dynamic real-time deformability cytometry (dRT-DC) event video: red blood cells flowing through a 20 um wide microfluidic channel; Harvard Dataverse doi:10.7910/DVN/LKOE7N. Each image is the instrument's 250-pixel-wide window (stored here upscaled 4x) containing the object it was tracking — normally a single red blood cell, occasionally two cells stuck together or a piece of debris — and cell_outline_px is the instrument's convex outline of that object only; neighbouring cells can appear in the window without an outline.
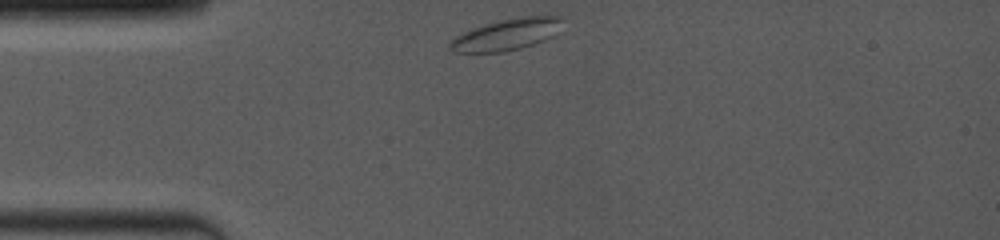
{"species": "common noctule bat (a hibernating species)", "species_latin": "Nyctalus noctula", "temperature_condition": "room temperature", "stored_images_in_passage": 41, "camera_frame_rate_fps": 4000, "um_per_image_px": 0.085, "animal": {"sex": "female", "body_mass_g": 19.0, "forearm_length_mm": 53.3}, "frame": {"image": 1, "passage_image": 1, "time_ms": 0.0, "image_size_px": [1000, 240], "cell_outline_px": [[564, 16], [556, 36], [520, 48], [504, 52], [452, 52], [448, 48], [448, 44], [456, 36], [472, 28], [484, 24], [500, 20], [524, 16]], "centroid_in_image_um": [43.07, 2.93], "position_along_channel_um": 41.9, "area_um2": 20.63}}
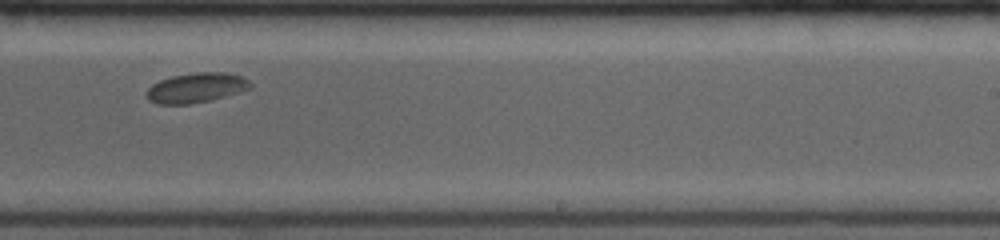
{"frame": {"image": 2, "passage_image": 25, "time_ms": 6.5, "image_size_px": [1000, 240], "cell_outline_px": [[252, 88], [212, 100], [192, 104], [156, 104], [148, 100], [148, 88], [152, 84], [160, 80], [172, 76], [196, 72], [224, 72], [240, 76], [248, 80], [252, 84]], "centroid_in_image_um": [16.68, 7.46], "position_along_channel_um": 272.3, "area_um2": 18.03}}
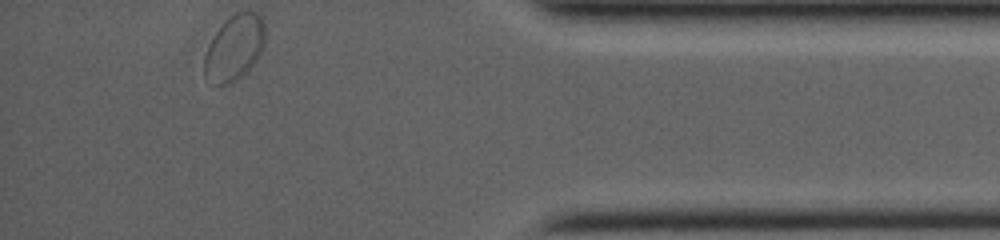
{"frame": {"image": 3, "passage_image": 41, "time_ms": 10.75, "image_size_px": [1000, 240], "cell_outline_px": [[264, 48], [256, 60], [232, 84], [216, 84], [204, 76], [204, 56], [216, 32], [236, 12], [256, 12], [264, 20]], "centroid_in_image_um": [19.94, 4.07], "position_along_channel_um": 415.3, "area_um2": 22.6}}